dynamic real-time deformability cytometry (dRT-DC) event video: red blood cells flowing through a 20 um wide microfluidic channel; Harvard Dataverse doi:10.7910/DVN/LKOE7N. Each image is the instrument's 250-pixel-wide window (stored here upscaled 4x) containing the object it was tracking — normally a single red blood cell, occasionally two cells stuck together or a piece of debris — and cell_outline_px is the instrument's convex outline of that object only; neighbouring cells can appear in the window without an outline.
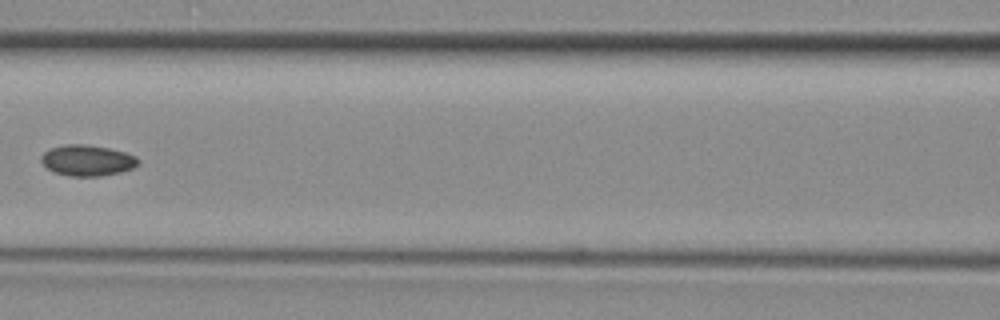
{"species": "common noctule bat (a hibernating species)", "species_latin": "Nyctalus noctula", "temperature_condition": "room temperature", "stored_images_in_passage": 8, "segment_of_instrument_passage": [2, 2], "camera_frame_rate_fps": 3000, "um_per_image_px": 0.085, "animal": {"sex": "female", "body_mass_g": 29.2, "forearm_length_mm": 56.3}, "frame": {"image": 1, "passage_image": 7, "time_ms": 2.0, "image_size_px": [1000, 320], "cell_outline_px": [[140, 160], [132, 168], [120, 172], [100, 176], [68, 176], [52, 172], [40, 160], [40, 156], [44, 152], [52, 148], [64, 144], [84, 144], [108, 148], [124, 152], [136, 156]], "centroid_in_image_um": [7.39, 13.64], "position_along_channel_um": 159.2, "area_um2": 17.4}}
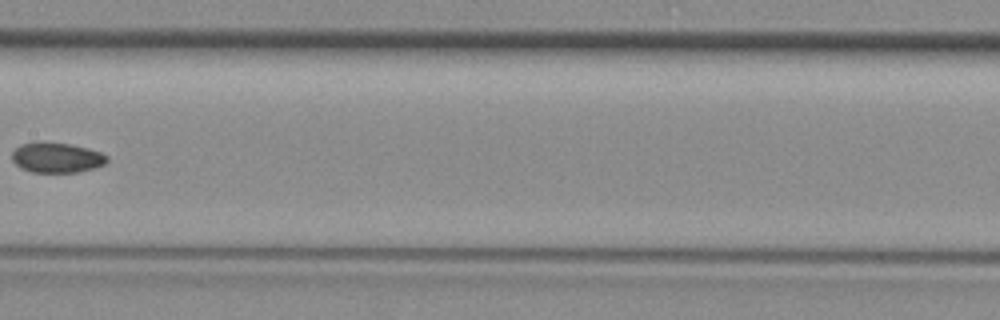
{"frame": {"image": 2, "passage_image": 8, "time_ms": 2.333, "image_size_px": [1000, 320], "cell_outline_px": [[108, 160], [104, 164], [96, 168], [76, 172], [32, 172], [16, 164], [12, 160], [12, 152], [20, 144], [36, 140], [44, 140], [68, 144], [88, 148], [100, 152], [108, 156]], "centroid_in_image_um": [4.81, 13.36], "position_along_channel_um": 202.6, "area_um2": 16.94}}